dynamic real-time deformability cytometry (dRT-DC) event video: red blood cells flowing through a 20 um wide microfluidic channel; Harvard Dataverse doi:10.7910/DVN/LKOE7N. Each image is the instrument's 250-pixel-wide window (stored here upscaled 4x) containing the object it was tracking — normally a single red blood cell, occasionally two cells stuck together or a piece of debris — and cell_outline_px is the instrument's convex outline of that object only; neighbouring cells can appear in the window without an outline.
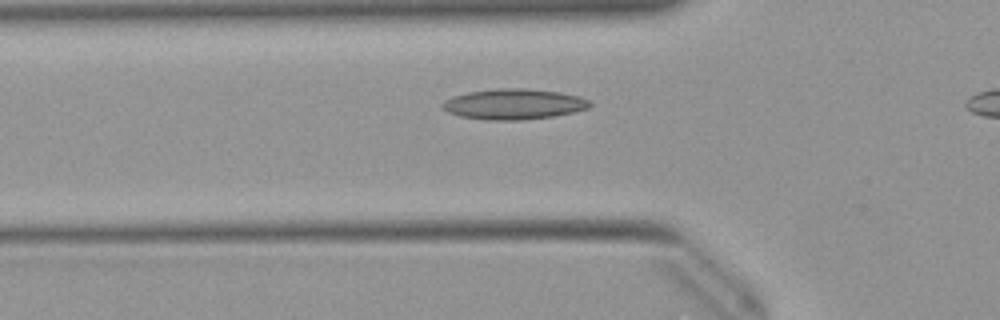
{"species": "Egyptian fruit bat (a non-hibernating species)", "species_latin": "Rousettus aegyptiacus", "temperature_condition": "warm", "stored_images_in_passage": 7, "camera_frame_rate_fps": 3000, "um_per_image_px": 0.085, "animal": {"sex": "female"}, "frame": {"image": 1, "passage_image": 5, "time_ms": 1.333, "image_size_px": [1000, 320], "cell_outline_px": [[592, 104], [588, 108], [572, 112], [552, 116], [524, 120], [484, 120], [460, 116], [448, 112], [440, 104], [444, 100], [452, 96], [468, 92], [496, 88], [528, 88], [560, 92], [580, 96], [588, 100]], "centroid_in_image_um": [43.65, 8.84], "position_along_channel_um": 82.1, "area_um2": 26.36}}